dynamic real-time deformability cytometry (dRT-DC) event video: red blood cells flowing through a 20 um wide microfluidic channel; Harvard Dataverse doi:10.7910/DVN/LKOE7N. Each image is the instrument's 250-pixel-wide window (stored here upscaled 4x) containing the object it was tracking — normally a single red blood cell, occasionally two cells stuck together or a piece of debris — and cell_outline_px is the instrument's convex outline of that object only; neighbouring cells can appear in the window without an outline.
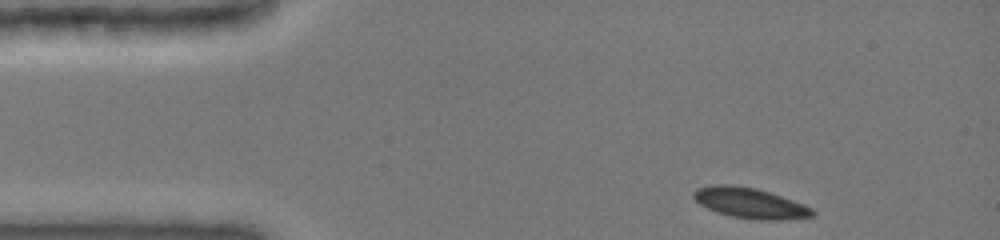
{"species": "common noctule bat (a hibernating species)", "species_latin": "Nyctalus noctula", "temperature_condition": "cold", "stored_images_in_passage": 6, "camera_frame_rate_fps": 3000, "um_per_image_px": 0.085, "animal": {"sex": "female", "body_mass_g": 19.0, "forearm_length_mm": 51.5}, "frame": {"image": 1, "passage_image": 1, "time_ms": 0.0, "image_size_px": [1000, 240], "cell_outline_px": [[816, 216], [776, 220], [760, 220], [732, 216], [716, 212], [700, 204], [692, 196], [692, 192], [696, 188], [712, 184], [728, 184], [756, 188], [792, 200], [812, 208], [816, 212]], "centroid_in_image_um": [63.72, 17.25], "position_along_channel_um": 21.3, "area_um2": 20.98}}
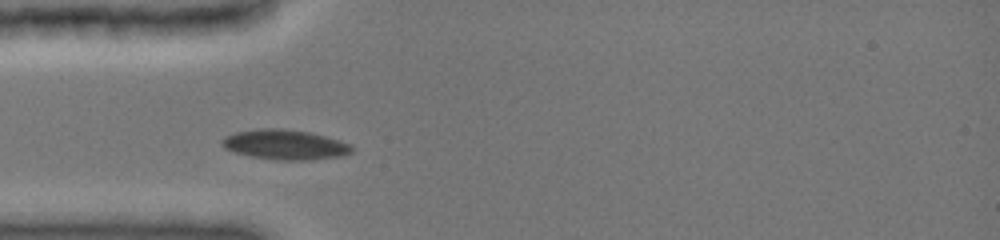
{"frame": {"image": 2, "passage_image": 5, "time_ms": 1.333, "image_size_px": [1000, 240], "cell_outline_px": [[352, 152], [340, 156], [304, 160], [276, 160], [252, 156], [236, 152], [224, 148], [220, 144], [220, 140], [224, 136], [236, 132], [256, 128], [284, 128], [308, 132], [340, 140], [352, 144]], "centroid_in_image_um": [24.19, 12.28], "position_along_channel_um": 60.8, "area_um2": 22.66}}
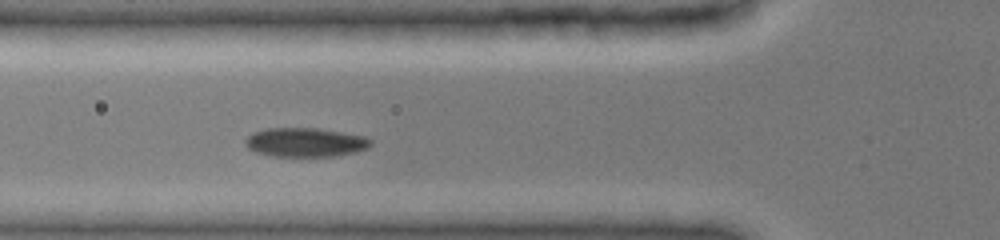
{"frame": {"image": 3, "passage_image": 6, "time_ms": 1.667, "image_size_px": [1000, 240], "cell_outline_px": [[372, 144], [368, 148], [356, 152], [332, 156], [272, 156], [256, 152], [248, 148], [244, 144], [244, 140], [252, 132], [264, 128], [316, 128], [364, 136], [372, 140]], "centroid_in_image_um": [25.92, 12.09], "position_along_channel_um": 99.9, "area_um2": 21.27}}